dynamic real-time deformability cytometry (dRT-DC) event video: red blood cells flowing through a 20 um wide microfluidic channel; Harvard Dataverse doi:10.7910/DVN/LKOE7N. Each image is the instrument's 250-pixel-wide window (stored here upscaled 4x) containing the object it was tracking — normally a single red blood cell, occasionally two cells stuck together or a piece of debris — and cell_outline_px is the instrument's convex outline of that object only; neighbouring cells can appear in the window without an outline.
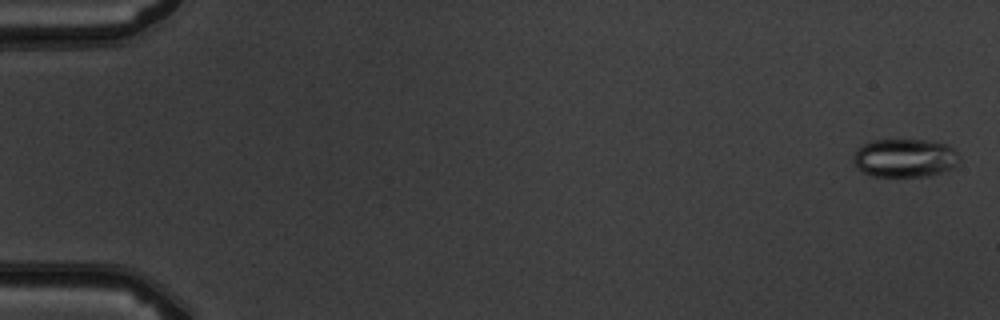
{"species": "common noctule bat (a hibernating species)", "species_latin": "Nyctalus noctula", "temperature_condition": "warm", "stored_images_in_passage": 6, "camera_frame_rate_fps": 3000, "um_per_image_px": 0.085, "animal": {"sex": "male", "body_mass_g": 19.5, "forearm_length_mm": 54.6}, "frame": {"image": 1, "passage_image": 1, "time_ms": 0.0, "image_size_px": [1000, 320], "cell_outline_px": [[960, 156], [956, 164], [952, 168], [928, 176], [872, 176], [856, 168], [852, 160], [852, 156], [856, 148], [872, 140], [924, 140], [948, 144]], "centroid_in_image_um": [76.86, 13.42], "position_along_channel_um": 8.1, "area_um2": 23.81}}